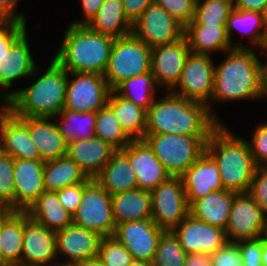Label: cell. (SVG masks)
<instances>
[{"mask_svg":"<svg viewBox=\"0 0 267 266\" xmlns=\"http://www.w3.org/2000/svg\"><path fill=\"white\" fill-rule=\"evenodd\" d=\"M167 92L147 110L145 134L210 136L220 125L205 104Z\"/></svg>","mask_w":267,"mask_h":266,"instance_id":"obj_1","label":"cell"},{"mask_svg":"<svg viewBox=\"0 0 267 266\" xmlns=\"http://www.w3.org/2000/svg\"><path fill=\"white\" fill-rule=\"evenodd\" d=\"M68 71L54 58L33 84L25 89L1 95L5 105L16 116L54 117L65 107Z\"/></svg>","mask_w":267,"mask_h":266,"instance_id":"obj_2","label":"cell"},{"mask_svg":"<svg viewBox=\"0 0 267 266\" xmlns=\"http://www.w3.org/2000/svg\"><path fill=\"white\" fill-rule=\"evenodd\" d=\"M215 66L214 89L210 102L261 99L263 61L251 48H232Z\"/></svg>","mask_w":267,"mask_h":266,"instance_id":"obj_3","label":"cell"},{"mask_svg":"<svg viewBox=\"0 0 267 266\" xmlns=\"http://www.w3.org/2000/svg\"><path fill=\"white\" fill-rule=\"evenodd\" d=\"M206 152L218 165L225 190L249 192L257 166L248 140L235 136L222 123L211 133L206 143Z\"/></svg>","mask_w":267,"mask_h":266,"instance_id":"obj_4","label":"cell"},{"mask_svg":"<svg viewBox=\"0 0 267 266\" xmlns=\"http://www.w3.org/2000/svg\"><path fill=\"white\" fill-rule=\"evenodd\" d=\"M115 38L70 24L54 59L68 72L104 75Z\"/></svg>","mask_w":267,"mask_h":266,"instance_id":"obj_5","label":"cell"},{"mask_svg":"<svg viewBox=\"0 0 267 266\" xmlns=\"http://www.w3.org/2000/svg\"><path fill=\"white\" fill-rule=\"evenodd\" d=\"M209 137L145 134L144 140L171 177H180L206 151Z\"/></svg>","mask_w":267,"mask_h":266,"instance_id":"obj_6","label":"cell"},{"mask_svg":"<svg viewBox=\"0 0 267 266\" xmlns=\"http://www.w3.org/2000/svg\"><path fill=\"white\" fill-rule=\"evenodd\" d=\"M151 51L132 33L115 38L104 78L114 90L120 83L134 76L151 72Z\"/></svg>","mask_w":267,"mask_h":266,"instance_id":"obj_7","label":"cell"},{"mask_svg":"<svg viewBox=\"0 0 267 266\" xmlns=\"http://www.w3.org/2000/svg\"><path fill=\"white\" fill-rule=\"evenodd\" d=\"M73 224L97 232L102 237L114 236L116 224L111 195L94 178L83 188Z\"/></svg>","mask_w":267,"mask_h":266,"instance_id":"obj_8","label":"cell"},{"mask_svg":"<svg viewBox=\"0 0 267 266\" xmlns=\"http://www.w3.org/2000/svg\"><path fill=\"white\" fill-rule=\"evenodd\" d=\"M214 72L215 66L210 55L191 52L187 57L178 83L170 92L188 100L205 104L213 117L221 124L216 114L212 113L211 103H209L214 89Z\"/></svg>","mask_w":267,"mask_h":266,"instance_id":"obj_9","label":"cell"},{"mask_svg":"<svg viewBox=\"0 0 267 266\" xmlns=\"http://www.w3.org/2000/svg\"><path fill=\"white\" fill-rule=\"evenodd\" d=\"M150 192L151 219L161 229L173 230L189 215V205L181 177H170Z\"/></svg>","mask_w":267,"mask_h":266,"instance_id":"obj_10","label":"cell"},{"mask_svg":"<svg viewBox=\"0 0 267 266\" xmlns=\"http://www.w3.org/2000/svg\"><path fill=\"white\" fill-rule=\"evenodd\" d=\"M75 80L67 79L64 109L96 113L107 105L111 88L104 75L68 72Z\"/></svg>","mask_w":267,"mask_h":266,"instance_id":"obj_11","label":"cell"},{"mask_svg":"<svg viewBox=\"0 0 267 266\" xmlns=\"http://www.w3.org/2000/svg\"><path fill=\"white\" fill-rule=\"evenodd\" d=\"M185 26L155 2L133 23L132 34L151 48L184 37Z\"/></svg>","mask_w":267,"mask_h":266,"instance_id":"obj_12","label":"cell"},{"mask_svg":"<svg viewBox=\"0 0 267 266\" xmlns=\"http://www.w3.org/2000/svg\"><path fill=\"white\" fill-rule=\"evenodd\" d=\"M225 233L227 241L235 243L267 234V217L248 192L234 196Z\"/></svg>","mask_w":267,"mask_h":266,"instance_id":"obj_13","label":"cell"},{"mask_svg":"<svg viewBox=\"0 0 267 266\" xmlns=\"http://www.w3.org/2000/svg\"><path fill=\"white\" fill-rule=\"evenodd\" d=\"M56 233L33 221L24 211V232L21 265L55 266L57 261ZM51 263V264H50Z\"/></svg>","mask_w":267,"mask_h":266,"instance_id":"obj_14","label":"cell"},{"mask_svg":"<svg viewBox=\"0 0 267 266\" xmlns=\"http://www.w3.org/2000/svg\"><path fill=\"white\" fill-rule=\"evenodd\" d=\"M164 231L152 219H146L116 225L114 236L133 259L152 262Z\"/></svg>","mask_w":267,"mask_h":266,"instance_id":"obj_15","label":"cell"},{"mask_svg":"<svg viewBox=\"0 0 267 266\" xmlns=\"http://www.w3.org/2000/svg\"><path fill=\"white\" fill-rule=\"evenodd\" d=\"M190 53L185 36L174 43L152 48L151 73L159 87L170 91L178 83Z\"/></svg>","mask_w":267,"mask_h":266,"instance_id":"obj_16","label":"cell"},{"mask_svg":"<svg viewBox=\"0 0 267 266\" xmlns=\"http://www.w3.org/2000/svg\"><path fill=\"white\" fill-rule=\"evenodd\" d=\"M187 254H213L226 242L225 230L193 218L190 214L172 230Z\"/></svg>","mask_w":267,"mask_h":266,"instance_id":"obj_17","label":"cell"},{"mask_svg":"<svg viewBox=\"0 0 267 266\" xmlns=\"http://www.w3.org/2000/svg\"><path fill=\"white\" fill-rule=\"evenodd\" d=\"M121 151L128 157L139 189L151 191L171 177L144 139L132 140Z\"/></svg>","mask_w":267,"mask_h":266,"instance_id":"obj_18","label":"cell"},{"mask_svg":"<svg viewBox=\"0 0 267 266\" xmlns=\"http://www.w3.org/2000/svg\"><path fill=\"white\" fill-rule=\"evenodd\" d=\"M0 135L4 154L14 159L41 160L27 125L3 104L0 108Z\"/></svg>","mask_w":267,"mask_h":266,"instance_id":"obj_19","label":"cell"},{"mask_svg":"<svg viewBox=\"0 0 267 266\" xmlns=\"http://www.w3.org/2000/svg\"><path fill=\"white\" fill-rule=\"evenodd\" d=\"M57 254H63L68 260L60 265L98 257L102 236L92 230L71 224L56 231Z\"/></svg>","mask_w":267,"mask_h":266,"instance_id":"obj_20","label":"cell"},{"mask_svg":"<svg viewBox=\"0 0 267 266\" xmlns=\"http://www.w3.org/2000/svg\"><path fill=\"white\" fill-rule=\"evenodd\" d=\"M42 160L14 159V211H26L45 191Z\"/></svg>","mask_w":267,"mask_h":266,"instance_id":"obj_21","label":"cell"},{"mask_svg":"<svg viewBox=\"0 0 267 266\" xmlns=\"http://www.w3.org/2000/svg\"><path fill=\"white\" fill-rule=\"evenodd\" d=\"M180 177L189 206L212 191L225 190L218 165L206 151Z\"/></svg>","mask_w":267,"mask_h":266,"instance_id":"obj_22","label":"cell"},{"mask_svg":"<svg viewBox=\"0 0 267 266\" xmlns=\"http://www.w3.org/2000/svg\"><path fill=\"white\" fill-rule=\"evenodd\" d=\"M18 117L27 125L42 161L55 160L67 155L68 144L57 124L50 122L53 117Z\"/></svg>","mask_w":267,"mask_h":266,"instance_id":"obj_23","label":"cell"},{"mask_svg":"<svg viewBox=\"0 0 267 266\" xmlns=\"http://www.w3.org/2000/svg\"><path fill=\"white\" fill-rule=\"evenodd\" d=\"M117 150L100 138L79 139L67 147V156L74 160L89 178H95Z\"/></svg>","mask_w":267,"mask_h":266,"instance_id":"obj_24","label":"cell"},{"mask_svg":"<svg viewBox=\"0 0 267 266\" xmlns=\"http://www.w3.org/2000/svg\"><path fill=\"white\" fill-rule=\"evenodd\" d=\"M25 32L0 60V87L10 88L12 82L36 75L38 68L32 58ZM37 68V69H36Z\"/></svg>","mask_w":267,"mask_h":266,"instance_id":"obj_25","label":"cell"},{"mask_svg":"<svg viewBox=\"0 0 267 266\" xmlns=\"http://www.w3.org/2000/svg\"><path fill=\"white\" fill-rule=\"evenodd\" d=\"M236 194L228 190L212 191L205 197L194 201L189 206V214L199 221L225 230Z\"/></svg>","mask_w":267,"mask_h":266,"instance_id":"obj_26","label":"cell"},{"mask_svg":"<svg viewBox=\"0 0 267 266\" xmlns=\"http://www.w3.org/2000/svg\"><path fill=\"white\" fill-rule=\"evenodd\" d=\"M115 224L151 219L152 194L150 191L135 189L111 195Z\"/></svg>","mask_w":267,"mask_h":266,"instance_id":"obj_27","label":"cell"},{"mask_svg":"<svg viewBox=\"0 0 267 266\" xmlns=\"http://www.w3.org/2000/svg\"><path fill=\"white\" fill-rule=\"evenodd\" d=\"M24 211L5 210L0 215V250L7 265L21 264Z\"/></svg>","mask_w":267,"mask_h":266,"instance_id":"obj_28","label":"cell"},{"mask_svg":"<svg viewBox=\"0 0 267 266\" xmlns=\"http://www.w3.org/2000/svg\"><path fill=\"white\" fill-rule=\"evenodd\" d=\"M110 195L138 188L135 172L128 157L117 150L94 178Z\"/></svg>","mask_w":267,"mask_h":266,"instance_id":"obj_29","label":"cell"},{"mask_svg":"<svg viewBox=\"0 0 267 266\" xmlns=\"http://www.w3.org/2000/svg\"><path fill=\"white\" fill-rule=\"evenodd\" d=\"M26 212L33 221L54 232L73 224V216L66 211L53 191H44Z\"/></svg>","mask_w":267,"mask_h":266,"instance_id":"obj_30","label":"cell"},{"mask_svg":"<svg viewBox=\"0 0 267 266\" xmlns=\"http://www.w3.org/2000/svg\"><path fill=\"white\" fill-rule=\"evenodd\" d=\"M184 36L190 51L195 54L210 55L214 51L227 52L234 48L225 25H186Z\"/></svg>","mask_w":267,"mask_h":266,"instance_id":"obj_31","label":"cell"},{"mask_svg":"<svg viewBox=\"0 0 267 266\" xmlns=\"http://www.w3.org/2000/svg\"><path fill=\"white\" fill-rule=\"evenodd\" d=\"M225 27L231 46L234 48H250L248 45H233L231 41L233 30L239 29V32H242L245 29L243 34L249 35L251 39L250 45L253 43L254 47H260L264 51H267V29L264 23L263 13L233 8L226 20Z\"/></svg>","mask_w":267,"mask_h":266,"instance_id":"obj_32","label":"cell"},{"mask_svg":"<svg viewBox=\"0 0 267 266\" xmlns=\"http://www.w3.org/2000/svg\"><path fill=\"white\" fill-rule=\"evenodd\" d=\"M87 26L95 32L119 38L131 34L133 24L125 15L122 0H105Z\"/></svg>","mask_w":267,"mask_h":266,"instance_id":"obj_33","label":"cell"},{"mask_svg":"<svg viewBox=\"0 0 267 266\" xmlns=\"http://www.w3.org/2000/svg\"><path fill=\"white\" fill-rule=\"evenodd\" d=\"M107 106L121 123L125 132L133 139H144L147 126V110L111 90Z\"/></svg>","mask_w":267,"mask_h":266,"instance_id":"obj_34","label":"cell"},{"mask_svg":"<svg viewBox=\"0 0 267 266\" xmlns=\"http://www.w3.org/2000/svg\"><path fill=\"white\" fill-rule=\"evenodd\" d=\"M88 177L67 155L46 161L43 171L45 191H60L67 186L84 182Z\"/></svg>","mask_w":267,"mask_h":266,"instance_id":"obj_35","label":"cell"},{"mask_svg":"<svg viewBox=\"0 0 267 266\" xmlns=\"http://www.w3.org/2000/svg\"><path fill=\"white\" fill-rule=\"evenodd\" d=\"M54 117L61 118V124L57 123V126L67 144L79 139H90L94 137L96 113L63 109L60 114Z\"/></svg>","mask_w":267,"mask_h":266,"instance_id":"obj_36","label":"cell"},{"mask_svg":"<svg viewBox=\"0 0 267 266\" xmlns=\"http://www.w3.org/2000/svg\"><path fill=\"white\" fill-rule=\"evenodd\" d=\"M157 87L159 88L154 75L149 72L123 81L114 91L123 98L148 110L153 101L156 100L154 92Z\"/></svg>","mask_w":267,"mask_h":266,"instance_id":"obj_37","label":"cell"},{"mask_svg":"<svg viewBox=\"0 0 267 266\" xmlns=\"http://www.w3.org/2000/svg\"><path fill=\"white\" fill-rule=\"evenodd\" d=\"M94 136L109 143L116 150L124 149L133 140L107 105L96 112Z\"/></svg>","mask_w":267,"mask_h":266,"instance_id":"obj_38","label":"cell"},{"mask_svg":"<svg viewBox=\"0 0 267 266\" xmlns=\"http://www.w3.org/2000/svg\"><path fill=\"white\" fill-rule=\"evenodd\" d=\"M233 0H197L195 17L187 25H226Z\"/></svg>","mask_w":267,"mask_h":266,"instance_id":"obj_39","label":"cell"},{"mask_svg":"<svg viewBox=\"0 0 267 266\" xmlns=\"http://www.w3.org/2000/svg\"><path fill=\"white\" fill-rule=\"evenodd\" d=\"M187 253L172 230L164 231L158 242L153 266H184Z\"/></svg>","mask_w":267,"mask_h":266,"instance_id":"obj_40","label":"cell"},{"mask_svg":"<svg viewBox=\"0 0 267 266\" xmlns=\"http://www.w3.org/2000/svg\"><path fill=\"white\" fill-rule=\"evenodd\" d=\"M97 258L102 266H128L133 260L132 254L115 236L102 238Z\"/></svg>","mask_w":267,"mask_h":266,"instance_id":"obj_41","label":"cell"},{"mask_svg":"<svg viewBox=\"0 0 267 266\" xmlns=\"http://www.w3.org/2000/svg\"><path fill=\"white\" fill-rule=\"evenodd\" d=\"M14 158L3 154L0 156V204L5 210L14 211Z\"/></svg>","mask_w":267,"mask_h":266,"instance_id":"obj_42","label":"cell"},{"mask_svg":"<svg viewBox=\"0 0 267 266\" xmlns=\"http://www.w3.org/2000/svg\"><path fill=\"white\" fill-rule=\"evenodd\" d=\"M197 0H154V2L164 8L172 17L186 26L195 17Z\"/></svg>","mask_w":267,"mask_h":266,"instance_id":"obj_43","label":"cell"},{"mask_svg":"<svg viewBox=\"0 0 267 266\" xmlns=\"http://www.w3.org/2000/svg\"><path fill=\"white\" fill-rule=\"evenodd\" d=\"M26 23L14 20L0 21V60L11 46L25 33Z\"/></svg>","mask_w":267,"mask_h":266,"instance_id":"obj_44","label":"cell"},{"mask_svg":"<svg viewBox=\"0 0 267 266\" xmlns=\"http://www.w3.org/2000/svg\"><path fill=\"white\" fill-rule=\"evenodd\" d=\"M267 217V167H257L248 192Z\"/></svg>","mask_w":267,"mask_h":266,"instance_id":"obj_45","label":"cell"},{"mask_svg":"<svg viewBox=\"0 0 267 266\" xmlns=\"http://www.w3.org/2000/svg\"><path fill=\"white\" fill-rule=\"evenodd\" d=\"M248 143L256 166L267 167V123H260Z\"/></svg>","mask_w":267,"mask_h":266,"instance_id":"obj_46","label":"cell"},{"mask_svg":"<svg viewBox=\"0 0 267 266\" xmlns=\"http://www.w3.org/2000/svg\"><path fill=\"white\" fill-rule=\"evenodd\" d=\"M91 179L92 178L88 177L84 182L70 185L64 189H61L60 191H56L59 201L65 207L66 211L72 216L75 215L80 205L83 195V188Z\"/></svg>","mask_w":267,"mask_h":266,"instance_id":"obj_47","label":"cell"},{"mask_svg":"<svg viewBox=\"0 0 267 266\" xmlns=\"http://www.w3.org/2000/svg\"><path fill=\"white\" fill-rule=\"evenodd\" d=\"M243 266H262V236L236 242Z\"/></svg>","mask_w":267,"mask_h":266,"instance_id":"obj_48","label":"cell"},{"mask_svg":"<svg viewBox=\"0 0 267 266\" xmlns=\"http://www.w3.org/2000/svg\"><path fill=\"white\" fill-rule=\"evenodd\" d=\"M213 266H243L241 255L235 242L227 241L210 255Z\"/></svg>","mask_w":267,"mask_h":266,"instance_id":"obj_49","label":"cell"},{"mask_svg":"<svg viewBox=\"0 0 267 266\" xmlns=\"http://www.w3.org/2000/svg\"><path fill=\"white\" fill-rule=\"evenodd\" d=\"M153 3L154 0H122L125 15L132 24L142 15L144 10Z\"/></svg>","mask_w":267,"mask_h":266,"instance_id":"obj_50","label":"cell"},{"mask_svg":"<svg viewBox=\"0 0 267 266\" xmlns=\"http://www.w3.org/2000/svg\"><path fill=\"white\" fill-rule=\"evenodd\" d=\"M19 1L20 0H0V17L3 20H14L21 23H26L25 15L17 14L15 12Z\"/></svg>","mask_w":267,"mask_h":266,"instance_id":"obj_51","label":"cell"},{"mask_svg":"<svg viewBox=\"0 0 267 266\" xmlns=\"http://www.w3.org/2000/svg\"><path fill=\"white\" fill-rule=\"evenodd\" d=\"M105 0H81V8L83 9V14L85 19L76 20L71 24L75 25H87L90 20L97 14L101 5Z\"/></svg>","mask_w":267,"mask_h":266,"instance_id":"obj_52","label":"cell"},{"mask_svg":"<svg viewBox=\"0 0 267 266\" xmlns=\"http://www.w3.org/2000/svg\"><path fill=\"white\" fill-rule=\"evenodd\" d=\"M233 4L236 9L263 13L267 5V0H233Z\"/></svg>","mask_w":267,"mask_h":266,"instance_id":"obj_53","label":"cell"},{"mask_svg":"<svg viewBox=\"0 0 267 266\" xmlns=\"http://www.w3.org/2000/svg\"><path fill=\"white\" fill-rule=\"evenodd\" d=\"M184 266H213L210 254H187Z\"/></svg>","mask_w":267,"mask_h":266,"instance_id":"obj_54","label":"cell"},{"mask_svg":"<svg viewBox=\"0 0 267 266\" xmlns=\"http://www.w3.org/2000/svg\"><path fill=\"white\" fill-rule=\"evenodd\" d=\"M267 57V51H265ZM267 96V58L266 63L262 67L261 71V92L260 97L264 99Z\"/></svg>","mask_w":267,"mask_h":266,"instance_id":"obj_55","label":"cell"},{"mask_svg":"<svg viewBox=\"0 0 267 266\" xmlns=\"http://www.w3.org/2000/svg\"><path fill=\"white\" fill-rule=\"evenodd\" d=\"M70 266H102L98 258L86 259L74 262Z\"/></svg>","mask_w":267,"mask_h":266,"instance_id":"obj_56","label":"cell"},{"mask_svg":"<svg viewBox=\"0 0 267 266\" xmlns=\"http://www.w3.org/2000/svg\"><path fill=\"white\" fill-rule=\"evenodd\" d=\"M262 266H267V234L262 236Z\"/></svg>","mask_w":267,"mask_h":266,"instance_id":"obj_57","label":"cell"},{"mask_svg":"<svg viewBox=\"0 0 267 266\" xmlns=\"http://www.w3.org/2000/svg\"><path fill=\"white\" fill-rule=\"evenodd\" d=\"M128 266H153L152 262L145 260L133 259Z\"/></svg>","mask_w":267,"mask_h":266,"instance_id":"obj_58","label":"cell"},{"mask_svg":"<svg viewBox=\"0 0 267 266\" xmlns=\"http://www.w3.org/2000/svg\"><path fill=\"white\" fill-rule=\"evenodd\" d=\"M263 16H264V23H265V26H266V29H267V5H266V8H265V11L263 12Z\"/></svg>","mask_w":267,"mask_h":266,"instance_id":"obj_59","label":"cell"},{"mask_svg":"<svg viewBox=\"0 0 267 266\" xmlns=\"http://www.w3.org/2000/svg\"><path fill=\"white\" fill-rule=\"evenodd\" d=\"M4 154V149H3V142H2V137L0 135V156Z\"/></svg>","mask_w":267,"mask_h":266,"instance_id":"obj_60","label":"cell"},{"mask_svg":"<svg viewBox=\"0 0 267 266\" xmlns=\"http://www.w3.org/2000/svg\"><path fill=\"white\" fill-rule=\"evenodd\" d=\"M0 266H7V264L3 261L1 250H0Z\"/></svg>","mask_w":267,"mask_h":266,"instance_id":"obj_61","label":"cell"},{"mask_svg":"<svg viewBox=\"0 0 267 266\" xmlns=\"http://www.w3.org/2000/svg\"><path fill=\"white\" fill-rule=\"evenodd\" d=\"M5 211V209L3 208V206L0 204V214H2Z\"/></svg>","mask_w":267,"mask_h":266,"instance_id":"obj_62","label":"cell"},{"mask_svg":"<svg viewBox=\"0 0 267 266\" xmlns=\"http://www.w3.org/2000/svg\"><path fill=\"white\" fill-rule=\"evenodd\" d=\"M7 266H24V265L16 264V265H7Z\"/></svg>","mask_w":267,"mask_h":266,"instance_id":"obj_63","label":"cell"},{"mask_svg":"<svg viewBox=\"0 0 267 266\" xmlns=\"http://www.w3.org/2000/svg\"><path fill=\"white\" fill-rule=\"evenodd\" d=\"M55 266H70V265H60V264H58V265H55Z\"/></svg>","mask_w":267,"mask_h":266,"instance_id":"obj_64","label":"cell"}]
</instances>
